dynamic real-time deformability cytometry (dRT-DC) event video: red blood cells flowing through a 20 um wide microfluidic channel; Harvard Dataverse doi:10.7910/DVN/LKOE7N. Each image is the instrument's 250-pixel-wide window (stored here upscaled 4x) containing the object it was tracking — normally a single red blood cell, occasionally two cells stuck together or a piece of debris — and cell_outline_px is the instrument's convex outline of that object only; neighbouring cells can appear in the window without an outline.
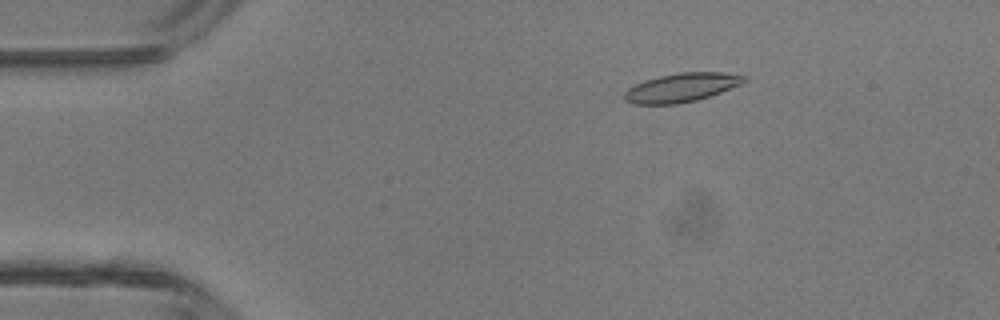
{"species": "common noctule bat (a hibernating species)", "species_latin": "Nyctalus noctula", "temperature_condition": "room temperature", "stored_images_in_passage": 5, "camera_frame_rate_fps": 3000, "um_per_image_px": 0.085, "animal": {"sex": "male", "body_mass_g": 13.3}, "frame": {"image": 1, "passage_image": 3, "time_ms": 0.667, "image_size_px": [1000, 320], "cell_outline_px": [[748, 80], [740, 84], [720, 92], [696, 100], [676, 104], [632, 104], [624, 100], [624, 92], [628, 88], [644, 80], [676, 72], [720, 72], [748, 76]], "centroid_in_image_um": [57.91, 7.43], "position_along_channel_um": 27.1, "area_um2": 20.06}}
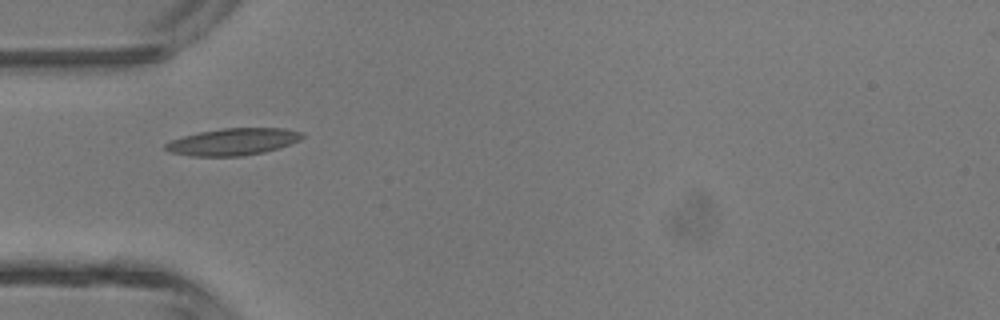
{"frame": {"image": 2, "passage_image": 5, "time_ms": 1.333, "image_size_px": [1000, 320], "cell_outline_px": [[304, 136], [300, 140], [280, 148], [264, 152], [240, 156], [188, 156], [172, 152], [164, 148], [164, 144], [172, 140], [184, 136], [200, 132], [224, 128], [284, 128], [304, 132]], "centroid_in_image_um": [19.85, 12.05], "position_along_channel_um": 65.1, "area_um2": 21.44}}